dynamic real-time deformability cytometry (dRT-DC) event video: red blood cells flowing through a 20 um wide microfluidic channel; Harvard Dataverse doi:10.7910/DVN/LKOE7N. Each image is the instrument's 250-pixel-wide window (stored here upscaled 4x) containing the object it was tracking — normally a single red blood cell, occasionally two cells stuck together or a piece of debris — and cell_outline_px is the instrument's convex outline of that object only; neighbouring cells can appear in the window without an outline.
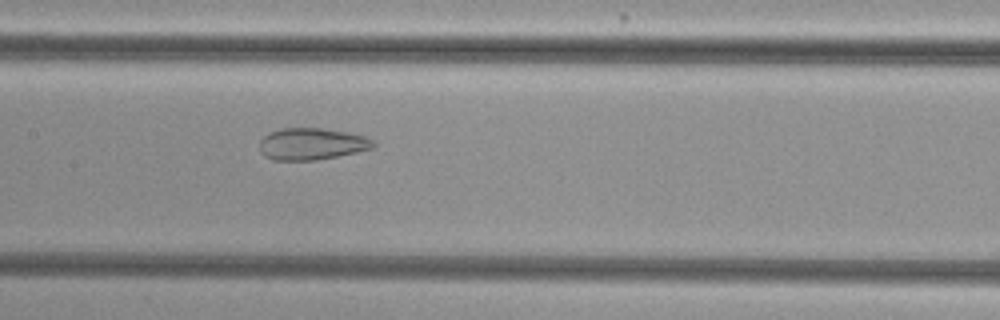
{"species": "common noctule bat (a hibernating species)", "species_latin": "Nyctalus noctula", "temperature_condition": "cold", "stored_images_in_passage": 55, "camera_frame_rate_fps": 3000, "um_per_image_px": 0.085, "animal": {"sex": "female", "body_mass_g": 29.2, "forearm_length_mm": 56.3}, "frame": {"image": 1, "passage_image": 28, "time_ms": 9.0, "image_size_px": [1000, 320], "cell_outline_px": [[376, 148], [316, 160], [272, 160], [264, 156], [260, 152], [260, 140], [268, 132], [280, 128], [320, 128], [352, 132], [364, 136], [372, 140], [376, 144]], "centroid_in_image_um": [26.5, 12.22], "position_along_channel_um": 180.9, "area_um2": 21.33}}
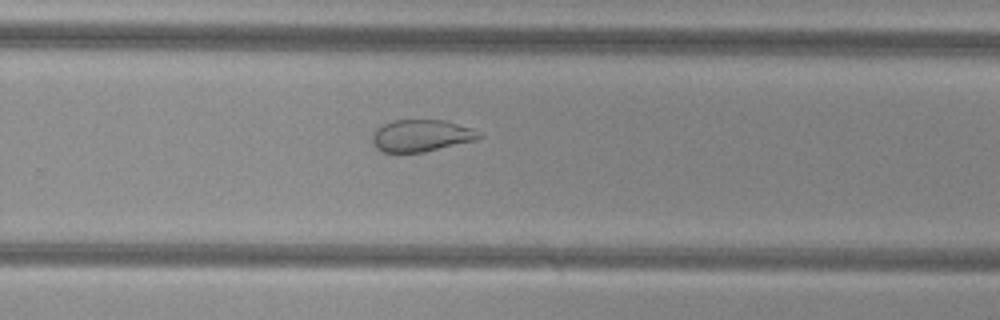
{"frame": {"image": 2, "passage_image": 37, "time_ms": 12.0, "image_size_px": [1000, 320], "cell_outline_px": [[484, 136], [476, 140], [424, 152], [384, 152], [376, 148], [372, 140], [372, 136], [376, 128], [392, 120], [444, 120], [472, 128], [480, 132]], "centroid_in_image_um": [35.82, 11.52], "position_along_channel_um": 294.0, "area_um2": 19.88}}
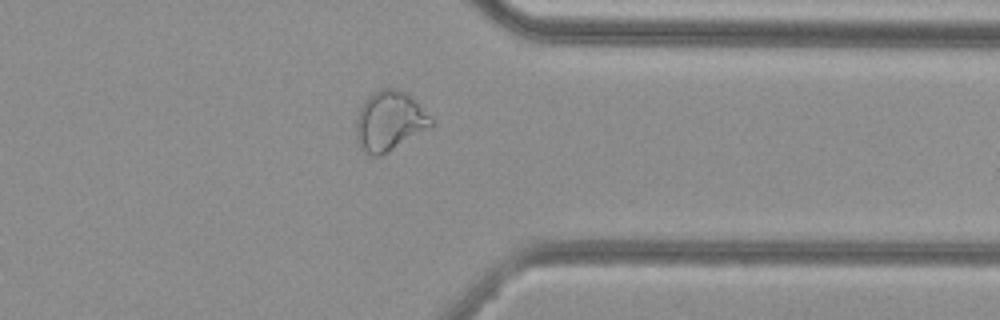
{"frame": {"image": 3, "passage_image": 44, "time_ms": 14.333, "image_size_px": [1000, 320], "cell_outline_px": [[436, 124], [432, 128], [388, 152], [380, 156], [372, 156], [360, 148], [356, 144], [356, 120], [360, 108], [364, 100], [368, 96], [380, 88], [396, 88], [404, 92], [432, 116], [436, 120]], "centroid_in_image_um": [33.14, 10.31], "position_along_channel_um": 378.3, "area_um2": 26.53}, "authors_computed_cell_mechanics": {"area_um2": 28.2642, "velocity_mm_per_s": 3.7822, "shape_relaxation_time_tau1_ms": null, "shape_relaxation_time_tau2_ms": 1.5033, "deformation_change_tau1": null, "deformation_change_tau2": 0.0745}}